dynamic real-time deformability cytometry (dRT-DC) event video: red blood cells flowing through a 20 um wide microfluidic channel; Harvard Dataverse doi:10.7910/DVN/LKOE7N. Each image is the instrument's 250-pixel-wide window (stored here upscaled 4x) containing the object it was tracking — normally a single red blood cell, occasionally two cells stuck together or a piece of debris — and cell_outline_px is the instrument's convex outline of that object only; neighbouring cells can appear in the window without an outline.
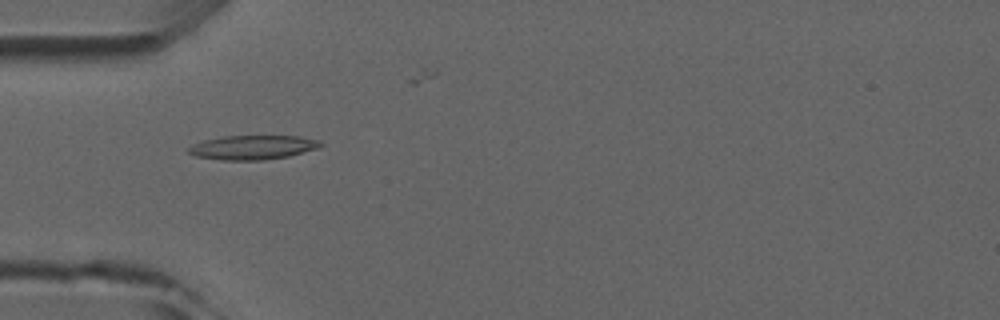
{"species": "common noctule bat (a hibernating species)", "species_latin": "Nyctalus noctula", "temperature_condition": "room temperature", "stored_images_in_passage": 3, "camera_frame_rate_fps": 3000, "um_per_image_px": 0.085, "animal": {"sex": "male", "forearm_length_mm": 52.5}, "frame": {"image": 1, "passage_image": 1, "time_ms": 0.0, "image_size_px": [1000, 320], "cell_outline_px": [[324, 144], [320, 148], [288, 156], [264, 160], [220, 160], [196, 156], [188, 152], [188, 148], [192, 144], [204, 140], [224, 136], [300, 136], [320, 140]], "centroid_in_image_um": [21.52, 12.52], "position_along_channel_um": 63.5, "area_um2": 18.73}}
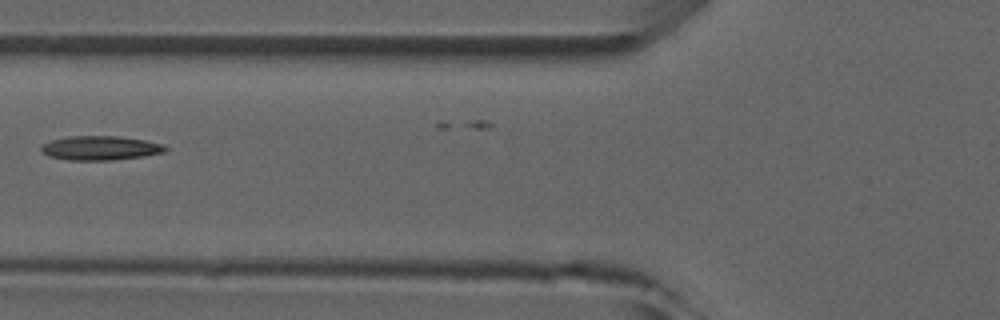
{"frame": {"image": 2, "passage_image": 2, "time_ms": 1.333, "image_size_px": [1000, 320], "cell_outline_px": [[168, 148], [164, 152], [140, 156], [112, 160], [68, 160], [48, 156], [40, 148], [40, 144], [48, 140], [68, 136], [120, 136], [144, 140], [164, 144]], "centroid_in_image_um": [8.47, 12.57], "position_along_channel_um": 117.3, "area_um2": 17.57}}
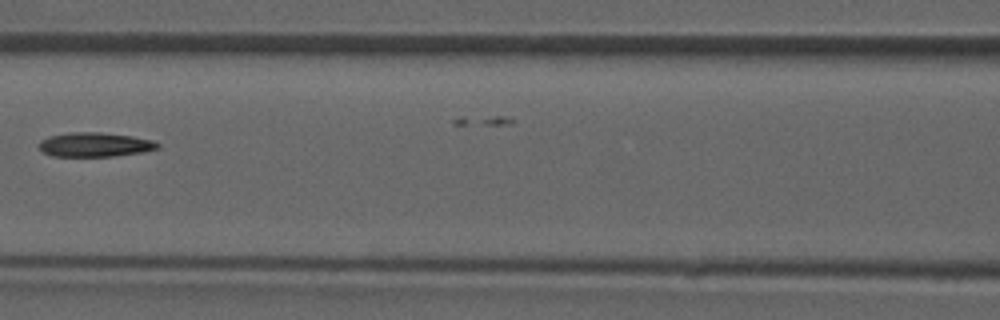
{"frame": {"image": 3, "passage_image": 3, "time_ms": 2.333, "image_size_px": [1000, 320], "cell_outline_px": [[160, 148], [144, 152], [112, 156], [52, 156], [44, 152], [40, 148], [40, 140], [48, 136], [68, 132], [100, 132], [132, 136], [152, 140], [160, 144]], "centroid_in_image_um": [8.08, 12.29], "position_along_channel_um": 158.5, "area_um2": 16.82}}